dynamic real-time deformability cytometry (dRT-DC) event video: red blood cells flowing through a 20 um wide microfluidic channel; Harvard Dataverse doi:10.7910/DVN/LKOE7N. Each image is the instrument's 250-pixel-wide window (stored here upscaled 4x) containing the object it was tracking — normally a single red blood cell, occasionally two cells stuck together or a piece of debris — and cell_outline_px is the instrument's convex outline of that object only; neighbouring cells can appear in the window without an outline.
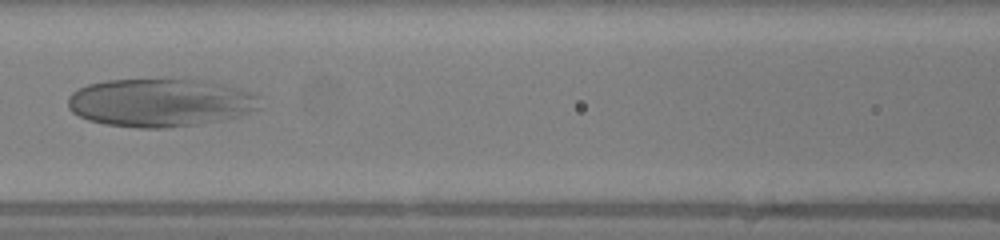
{"species": "human", "species_latin": "Homo sapiens", "temperature_condition": "warm", "stored_images_in_passage": 28, "camera_frame_rate_fps": 3000, "um_per_image_px": 0.085, "donor": {"sex": "female"}, "frame": {"image": 1, "passage_image": 13, "time_ms": 4.0, "image_size_px": [1000, 240], "cell_outline_px": [[260, 108], [236, 116], [196, 124], [164, 128], [140, 128], [104, 124], [88, 120], [72, 112], [68, 108], [68, 96], [72, 92], [88, 84], [108, 80], [204, 80], [224, 84], [240, 88], [260, 96]], "centroid_in_image_um": [13.6, 8.72], "position_along_channel_um": 153.0, "area_um2": 53.58}}
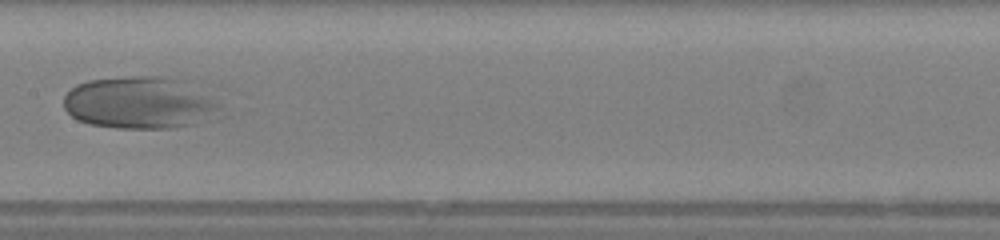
{"frame": {"image": 2, "passage_image": 16, "time_ms": 5.0, "image_size_px": [1000, 240], "cell_outline_px": [[220, 108], [216, 120], [176, 128], [116, 128], [88, 124], [76, 120], [64, 108], [64, 96], [76, 84], [88, 80], [136, 76], [160, 76], [184, 80], [208, 96]], "centroid_in_image_um": [11.88, 8.76], "position_along_channel_um": 195.5, "area_um2": 47.8}}